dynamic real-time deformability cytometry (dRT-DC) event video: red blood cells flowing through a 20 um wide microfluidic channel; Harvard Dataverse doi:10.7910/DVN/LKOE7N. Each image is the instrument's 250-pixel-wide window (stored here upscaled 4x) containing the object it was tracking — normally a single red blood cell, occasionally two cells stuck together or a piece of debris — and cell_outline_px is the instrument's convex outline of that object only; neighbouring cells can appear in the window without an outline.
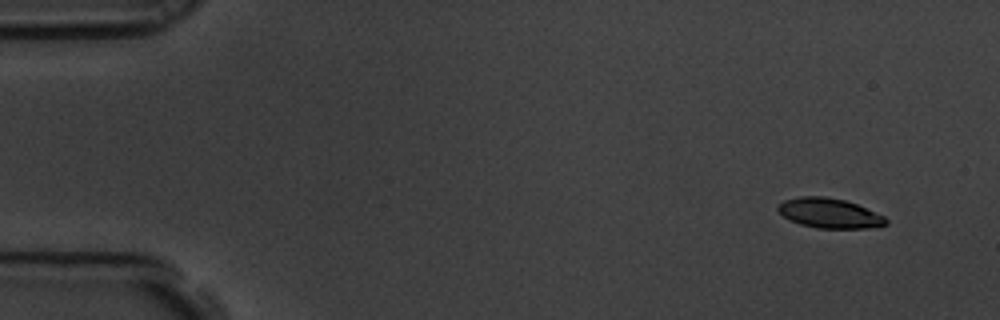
{"species": "common noctule bat (a hibernating species)", "species_latin": "Nyctalus noctula", "temperature_condition": "room temperature", "stored_images_in_passage": 4, "camera_frame_rate_fps": 3000, "um_per_image_px": 0.085, "animal": {"sex": "male", "body_mass_g": 19.5, "forearm_length_mm": 54.6}, "frame": {"image": 1, "passage_image": 1, "time_ms": 0.0, "image_size_px": [1000, 320], "cell_outline_px": [[888, 224], [880, 228], [816, 228], [800, 224], [788, 220], [776, 208], [784, 200], [800, 196], [824, 196], [844, 200], [856, 204], [884, 216], [888, 220]], "centroid_in_image_um": [70.53, 18.13], "position_along_channel_um": 14.5, "area_um2": 18.84}}
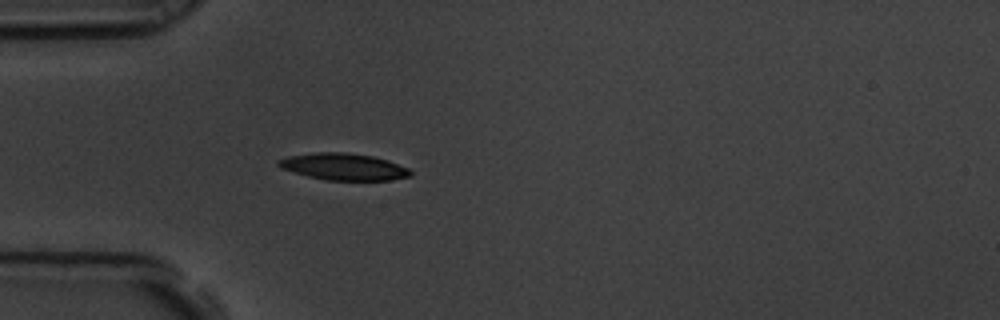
{"frame": {"image": 2, "passage_image": 4, "time_ms": 1.0, "image_size_px": [1000, 320], "cell_outline_px": [[412, 176], [392, 180], [324, 180], [308, 176], [280, 168], [276, 164], [276, 160], [288, 156], [312, 152], [344, 152], [372, 156], [388, 160], [408, 168], [412, 172]], "centroid_in_image_um": [29.19, 14.17], "position_along_channel_um": 55.8, "area_um2": 20.75}}